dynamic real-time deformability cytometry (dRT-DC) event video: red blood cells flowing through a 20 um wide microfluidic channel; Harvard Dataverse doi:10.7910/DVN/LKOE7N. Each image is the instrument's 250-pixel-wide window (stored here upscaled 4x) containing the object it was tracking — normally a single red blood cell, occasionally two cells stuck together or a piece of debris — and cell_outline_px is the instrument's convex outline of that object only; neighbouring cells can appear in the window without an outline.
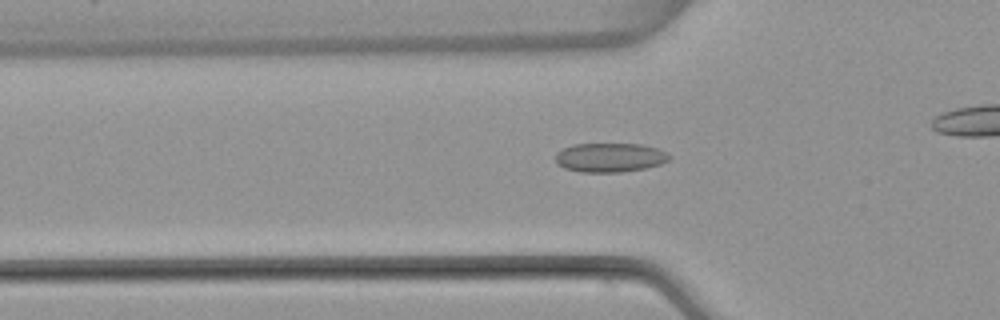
{"species": "common noctule bat (a hibernating species)", "species_latin": "Nyctalus noctula", "temperature_condition": "warm", "stored_images_in_passage": 43, "camera_frame_rate_fps": 3000, "um_per_image_px": 0.085, "animal": {"sex": "female", "body_mass_g": 22.7, "forearm_length_mm": 54.2}, "frame": {"image": 1, "passage_image": 18, "time_ms": 5.667, "image_size_px": [1000, 320], "cell_outline_px": [[672, 156], [668, 160], [660, 164], [644, 168], [620, 172], [580, 172], [564, 168], [556, 164], [556, 152], [572, 144], [640, 144], [656, 148], [668, 152]], "centroid_in_image_um": [51.83, 13.39], "position_along_channel_um": 74.0, "area_um2": 19.36}}
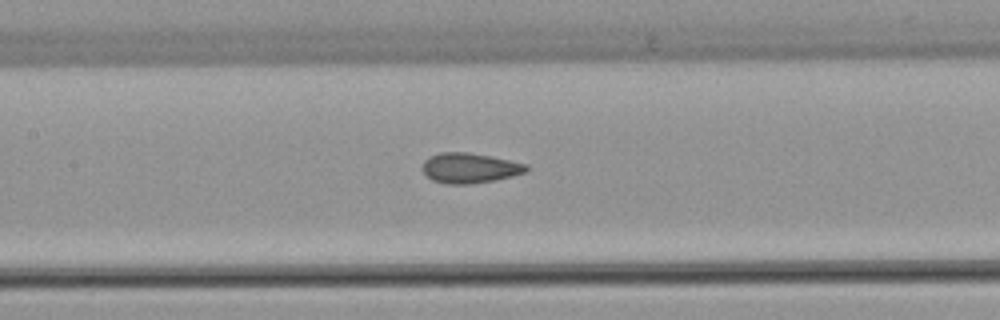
{"frame": {"image": 2, "passage_image": 25, "time_ms": 8.0, "image_size_px": [1000, 320], "cell_outline_px": [[528, 172], [496, 180], [468, 184], [448, 184], [432, 180], [420, 168], [424, 160], [440, 152], [468, 152], [492, 156], [528, 164]], "centroid_in_image_um": [39.94, 14.28], "position_along_channel_um": 167.5, "area_um2": 18.38}}
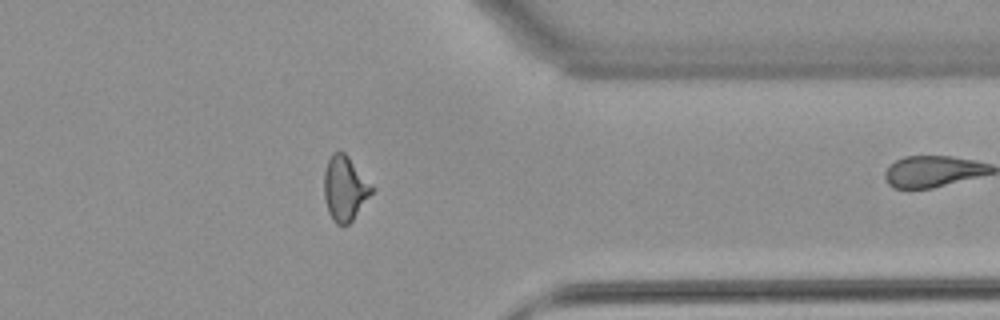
{"frame": {"image": 3, "passage_image": 42, "time_ms": 13.667, "image_size_px": [1000, 320], "cell_outline_px": [[372, 192], [352, 220], [348, 224], [336, 224], [332, 220], [328, 212], [324, 196], [324, 172], [328, 160], [332, 152], [344, 152], [348, 156], [372, 188]], "centroid_in_image_um": [29.25, 16.02], "position_along_channel_um": 382.1, "area_um2": 17.4}}